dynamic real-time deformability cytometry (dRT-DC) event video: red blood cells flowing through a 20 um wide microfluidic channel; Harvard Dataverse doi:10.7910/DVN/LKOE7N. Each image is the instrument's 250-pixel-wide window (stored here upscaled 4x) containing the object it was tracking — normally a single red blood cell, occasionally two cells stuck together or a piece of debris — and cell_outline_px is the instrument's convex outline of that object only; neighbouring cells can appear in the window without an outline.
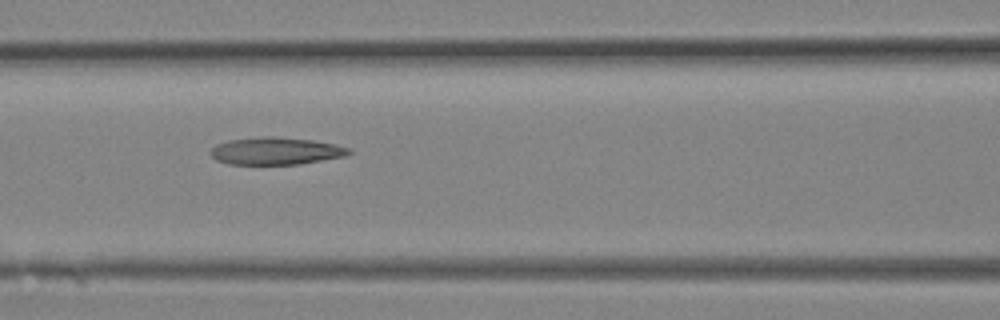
{"species": "Egyptian fruit bat (a non-hibernating species)", "species_latin": "Rousettus aegyptiacus", "temperature_condition": "room temperature", "stored_images_in_passage": 13, "camera_frame_rate_fps": 3000, "um_per_image_px": 0.085, "animal": {"sex": "female"}, "frame": {"image": 1, "passage_image": 10, "time_ms": 3.0, "image_size_px": [1000, 320], "cell_outline_px": [[352, 152], [348, 156], [300, 164], [228, 164], [216, 160], [212, 156], [212, 148], [216, 144], [228, 140], [260, 136], [272, 136], [312, 140], [336, 144], [352, 148]], "centroid_in_image_um": [23.5, 12.83], "position_along_channel_um": 143.1, "area_um2": 22.25}}
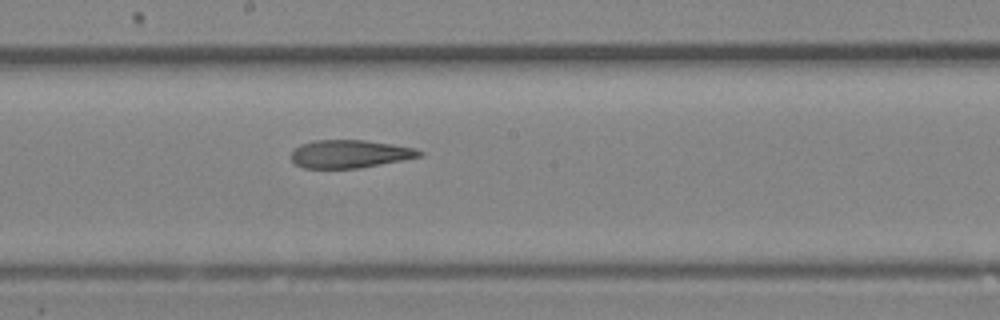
{"frame": {"image": 2, "passage_image": 13, "time_ms": 4.0, "image_size_px": [1000, 320], "cell_outline_px": [[424, 152], [420, 156], [360, 168], [304, 168], [296, 164], [288, 156], [300, 144], [312, 140], [364, 140], [392, 144], [412, 148]], "centroid_in_image_um": [29.66, 13.08], "position_along_channel_um": 218.5, "area_um2": 20.75}}